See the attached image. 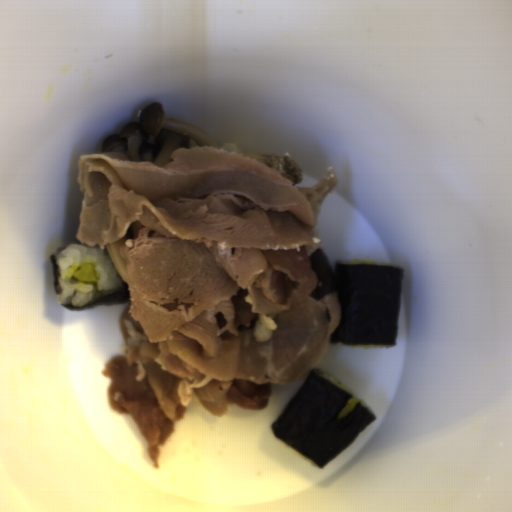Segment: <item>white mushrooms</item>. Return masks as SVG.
<instances>
[{
    "label": "white mushrooms",
    "instance_id": "1e6be865",
    "mask_svg": "<svg viewBox=\"0 0 512 512\" xmlns=\"http://www.w3.org/2000/svg\"><path fill=\"white\" fill-rule=\"evenodd\" d=\"M219 147L208 132L196 125L167 116L160 102L142 109L138 121L105 138L101 152H116L131 161H150L158 167L172 162L179 148ZM220 148V147H219Z\"/></svg>",
    "mask_w": 512,
    "mask_h": 512
},
{
    "label": "white mushrooms",
    "instance_id": "35ef7601",
    "mask_svg": "<svg viewBox=\"0 0 512 512\" xmlns=\"http://www.w3.org/2000/svg\"><path fill=\"white\" fill-rule=\"evenodd\" d=\"M141 225L139 222L131 223L125 235L117 241L107 244L103 250H105L115 266L122 283H127V262L125 258L121 257L120 249L127 240H130L140 229Z\"/></svg>",
    "mask_w": 512,
    "mask_h": 512
},
{
    "label": "white mushrooms",
    "instance_id": "51bd03cf",
    "mask_svg": "<svg viewBox=\"0 0 512 512\" xmlns=\"http://www.w3.org/2000/svg\"><path fill=\"white\" fill-rule=\"evenodd\" d=\"M239 154L263 163L290 180L294 186L303 181L304 172L302 168L289 155L278 156L256 153Z\"/></svg>",
    "mask_w": 512,
    "mask_h": 512
}]
</instances>
